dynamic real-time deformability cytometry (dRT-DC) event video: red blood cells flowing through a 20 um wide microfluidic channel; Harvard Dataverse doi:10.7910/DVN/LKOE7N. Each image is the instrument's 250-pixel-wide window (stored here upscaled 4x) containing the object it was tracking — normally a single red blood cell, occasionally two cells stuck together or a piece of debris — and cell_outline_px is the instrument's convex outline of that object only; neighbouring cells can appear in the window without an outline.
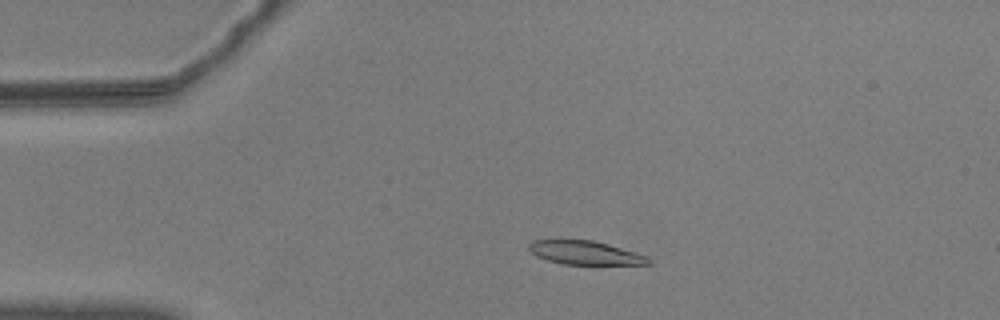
{"species": "common noctule bat (a hibernating species)", "species_latin": "Nyctalus noctula", "temperature_condition": "warm", "stored_images_in_passage": 55, "camera_frame_rate_fps": 3000, "um_per_image_px": 0.085, "animal": {"sex": "male", "body_mass_g": 20.5, "forearm_length_mm": 52.5}, "frame": {"image": 1, "passage_image": 11, "time_ms": 3.333, "image_size_px": [1000, 320], "cell_outline_px": [[652, 264], [564, 264], [548, 260], [536, 256], [528, 248], [528, 244], [532, 240], [592, 240], [608, 244], [648, 256], [652, 260]], "centroid_in_image_um": [49.75, 21.48], "position_along_channel_um": 35.3, "area_um2": 16.36}}
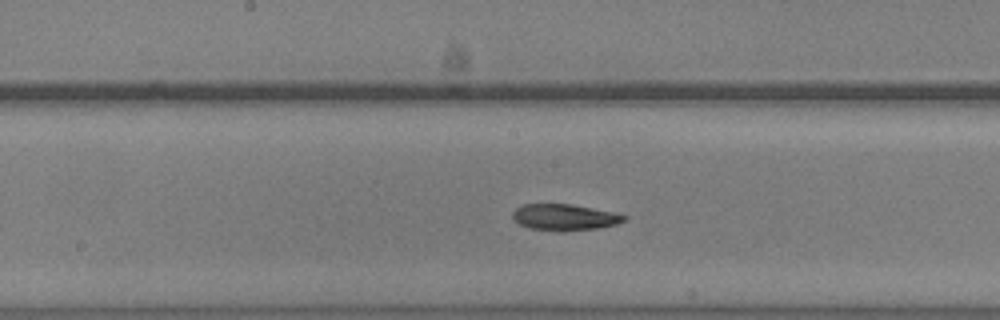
{"frame": {"image": 2, "passage_image": 28, "time_ms": 9.0, "image_size_px": [1000, 320], "cell_outline_px": [[628, 216], [624, 220], [616, 224], [600, 228], [564, 232], [556, 232], [528, 228], [512, 220], [512, 212], [520, 204], [572, 204], [616, 212]], "centroid_in_image_um": [47.97, 18.47], "position_along_channel_um": 200.2, "area_um2": 17.57}}
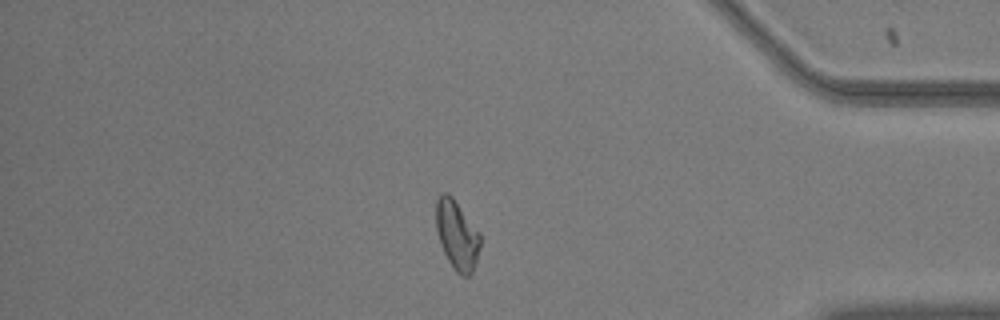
{"frame": {"image": 3, "passage_image": 47, "time_ms": 15.333, "image_size_px": [1000, 320], "cell_outline_px": [[480, 248], [476, 264], [472, 272], [468, 276], [460, 276], [456, 272], [448, 260], [440, 244], [436, 228], [436, 200], [440, 192], [448, 192], [452, 196], [480, 232]], "centroid_in_image_um": [38.84, 19.96], "position_along_channel_um": 396.4, "area_um2": 18.03}, "authors_computed_cell_mechanics": {"area_um2": 17.5712, "velocity_mm_per_s": 3.5792, "shape_relaxation_time_tau1_ms": 7.8662, "shape_relaxation_time_tau2_ms": 5.3699, "deformation_change_tau1": 0.1864, "deformation_change_tau2": 0.1179}}